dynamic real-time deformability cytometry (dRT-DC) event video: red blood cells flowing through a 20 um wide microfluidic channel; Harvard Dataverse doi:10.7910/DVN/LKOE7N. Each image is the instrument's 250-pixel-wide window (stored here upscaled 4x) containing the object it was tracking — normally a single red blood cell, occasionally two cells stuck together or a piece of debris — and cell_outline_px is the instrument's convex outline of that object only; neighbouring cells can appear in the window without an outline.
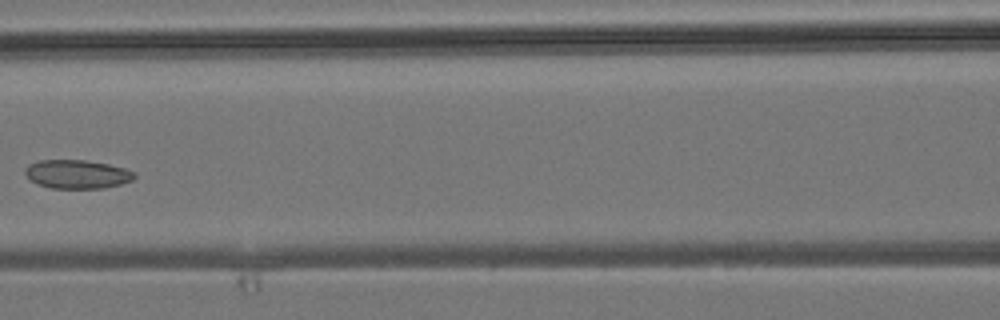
{"species": "common noctule bat (a hibernating species)", "species_latin": "Nyctalus noctula", "temperature_condition": "room temperature", "stored_images_in_passage": 6, "camera_frame_rate_fps": 3000, "um_per_image_px": 0.085, "animal": {"sex": "male", "body_mass_g": 19.2, "forearm_length_mm": 51.8}, "frame": {"image": 1, "passage_image": 5, "time_ms": 5.667, "image_size_px": [1000, 320], "cell_outline_px": [[136, 176], [132, 180], [120, 184], [104, 188], [52, 188], [36, 184], [28, 180], [24, 172], [24, 168], [28, 164], [40, 160], [84, 160], [108, 164], [124, 168], [136, 172]], "centroid_in_image_um": [6.51, 14.8], "position_along_channel_um": 160.1, "area_um2": 18.44}}
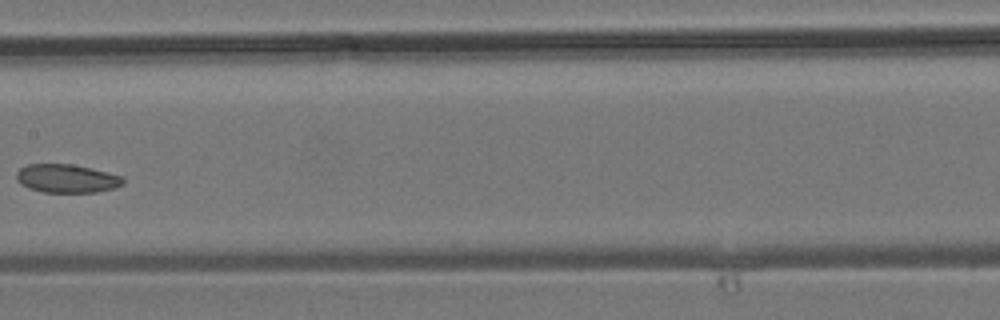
{"frame": {"image": 2, "passage_image": 6, "time_ms": 6.667, "image_size_px": [1000, 320], "cell_outline_px": [[124, 184], [112, 188], [96, 192], [44, 192], [28, 188], [20, 184], [16, 180], [16, 172], [20, 168], [28, 164], [72, 164], [92, 168], [124, 176]], "centroid_in_image_um": [5.67, 15.16], "position_along_channel_um": 201.7, "area_um2": 17.8}}